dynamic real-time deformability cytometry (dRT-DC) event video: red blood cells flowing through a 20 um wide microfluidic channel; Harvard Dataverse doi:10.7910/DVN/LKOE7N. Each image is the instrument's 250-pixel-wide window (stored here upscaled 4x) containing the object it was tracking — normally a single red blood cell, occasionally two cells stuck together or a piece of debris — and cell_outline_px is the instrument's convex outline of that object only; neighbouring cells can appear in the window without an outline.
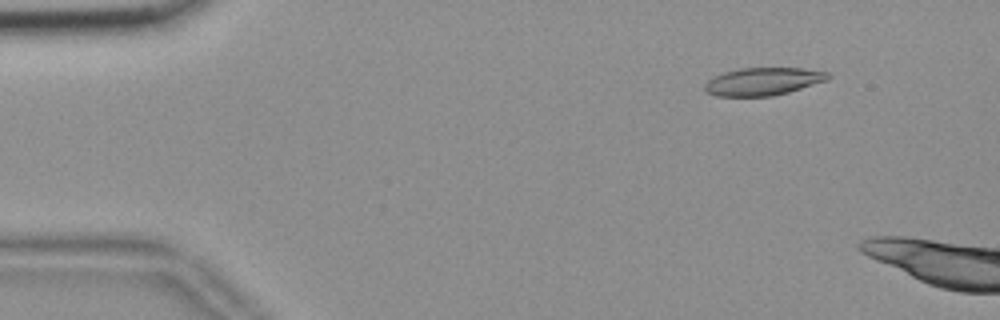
{"species": "common noctule bat (a hibernating species)", "species_latin": "Nyctalus noctula", "temperature_condition": "room temperature", "stored_images_in_passage": 16, "camera_frame_rate_fps": 3000, "um_per_image_px": 0.085, "animal": {"sex": "female", "body_mass_g": 18.4}, "frame": {"image": 1, "passage_image": 7, "time_ms": 2.0, "image_size_px": [1000, 320], "cell_outline_px": [[832, 76], [828, 80], [788, 92], [772, 96], [716, 96], [704, 92], [704, 84], [708, 80], [724, 72], [740, 68], [800, 68], [828, 72]], "centroid_in_image_um": [64.85, 6.93], "position_along_channel_um": 20.1, "area_um2": 19.94}}